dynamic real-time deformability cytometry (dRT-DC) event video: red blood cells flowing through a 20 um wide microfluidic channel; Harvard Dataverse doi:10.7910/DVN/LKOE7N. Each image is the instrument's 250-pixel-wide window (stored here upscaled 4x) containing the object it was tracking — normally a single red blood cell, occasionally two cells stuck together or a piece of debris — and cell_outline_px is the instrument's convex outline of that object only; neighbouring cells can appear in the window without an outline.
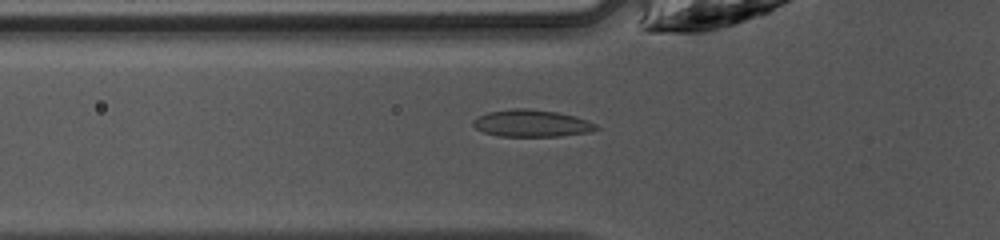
{"species": "common noctule bat (a hibernating species)", "species_latin": "Nyctalus noctula", "temperature_condition": "warm", "stored_images_in_passage": 34, "camera_frame_rate_fps": 3000, "um_per_image_px": 0.085, "animal": {"sex": "female", "body_mass_g": 10.0, "forearm_length_mm": 53.1}, "frame": {"image": 1, "passage_image": 3, "time_ms": 0.667, "image_size_px": [1000, 240], "cell_outline_px": [[600, 128], [592, 132], [560, 136], [500, 136], [484, 132], [476, 128], [472, 124], [472, 120], [488, 112], [512, 108], [528, 108], [556, 112], [576, 116], [588, 120], [596, 124]], "centroid_in_image_um": [45.23, 10.48], "position_along_channel_um": 80.6, "area_um2": 19.48}}
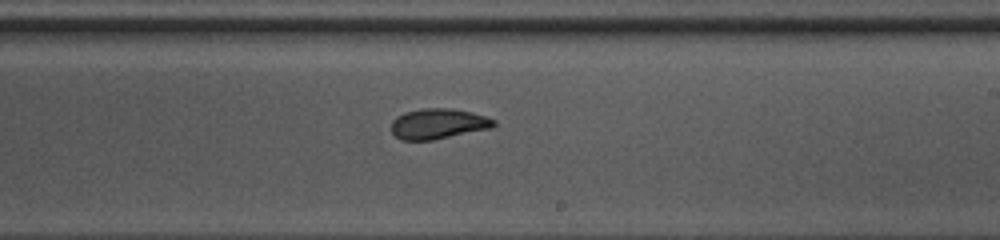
{"frame": {"image": 2, "passage_image": 15, "time_ms": 4.667, "image_size_px": [1000, 240], "cell_outline_px": [[496, 124], [492, 128], [432, 140], [400, 140], [392, 132], [392, 120], [396, 116], [404, 112], [420, 108], [452, 108], [472, 112], [496, 120]], "centroid_in_image_um": [37.24, 10.51], "position_along_channel_um": 251.8, "area_um2": 18.26}}
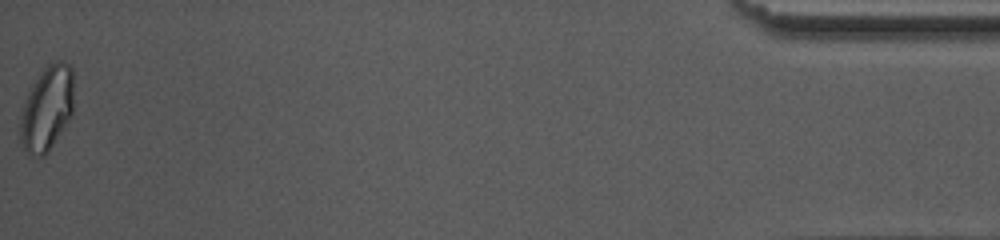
{"frame": {"image": 3, "passage_image": 34, "time_ms": 11.0, "image_size_px": [1000, 240], "cell_outline_px": [[72, 112], [48, 152], [44, 156], [40, 156], [24, 152], [20, 144], [20, 116], [24, 100], [28, 88], [44, 68], [48, 64], [56, 60], [60, 60], [68, 64], [72, 68]], "centroid_in_image_um": [3.93, 9.2], "position_along_channel_um": 431.3, "area_um2": 26.36}, "authors_computed_cell_mechanics": {"area_um2": 18.7272, "velocity_mm_per_s": 4.2481, "shape_relaxation_time_tau1_ms": 4.2476, "shape_relaxation_time_tau2_ms": 1.7645, "deformation_change_tau1": 0.1225, "deformation_change_tau2": 0.0426}}